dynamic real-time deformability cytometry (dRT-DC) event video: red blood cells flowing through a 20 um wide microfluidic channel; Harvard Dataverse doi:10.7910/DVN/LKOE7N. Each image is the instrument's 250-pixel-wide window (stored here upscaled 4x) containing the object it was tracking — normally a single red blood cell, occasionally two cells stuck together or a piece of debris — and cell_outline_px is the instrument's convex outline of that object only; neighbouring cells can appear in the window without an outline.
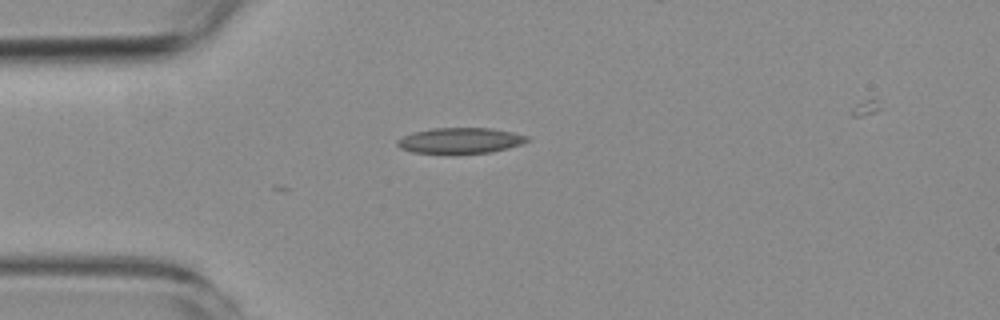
{"species": "common noctule bat (a hibernating species)", "species_latin": "Nyctalus noctula", "temperature_condition": "room temperature", "stored_images_in_passage": 6, "camera_frame_rate_fps": 3000, "um_per_image_px": 0.085, "animal": {"sex": "female", "body_mass_g": 19.3, "forearm_length_mm": 54.1}, "frame": {"image": 1, "passage_image": 3, "time_ms": 2.333, "image_size_px": [1000, 320], "cell_outline_px": [[528, 140], [520, 144], [508, 148], [492, 152], [456, 156], [412, 152], [400, 148], [396, 144], [396, 140], [412, 132], [432, 128], [492, 128], [512, 132], [528, 136]], "centroid_in_image_um": [39.07, 11.99], "position_along_channel_um": 45.9, "area_um2": 20.17}}
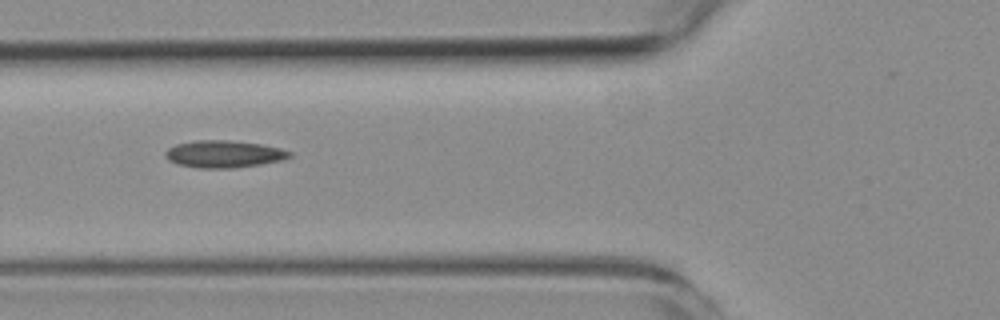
{"frame": {"image": 2, "passage_image": 5, "time_ms": 4.333, "image_size_px": [1000, 320], "cell_outline_px": [[292, 156], [284, 160], [236, 168], [200, 168], [176, 164], [168, 160], [164, 156], [164, 152], [168, 148], [176, 144], [196, 140], [224, 140], [260, 144], [280, 148], [292, 152]], "centroid_in_image_um": [19.01, 13.1], "position_along_channel_um": 106.8, "area_um2": 19.77}}
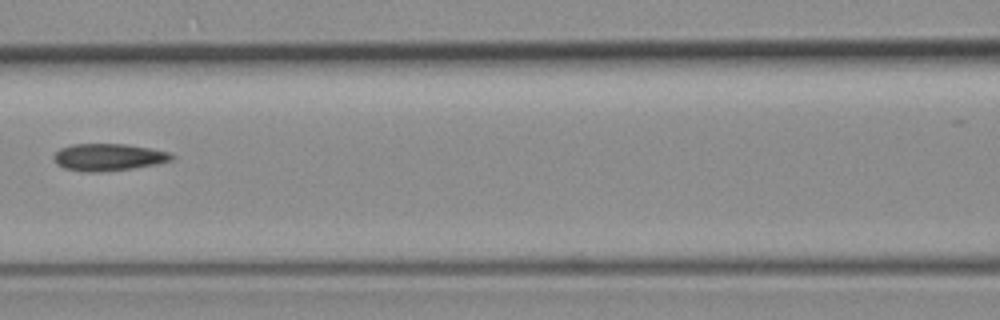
{"frame": {"image": 3, "passage_image": 6, "time_ms": 5.667, "image_size_px": [1000, 320], "cell_outline_px": [[176, 156], [172, 160], [156, 164], [132, 168], [96, 172], [84, 172], [64, 168], [56, 164], [52, 156], [60, 148], [72, 144], [128, 144], [168, 152]], "centroid_in_image_um": [9.18, 13.36], "position_along_channel_um": 157.4, "area_um2": 18.61}}